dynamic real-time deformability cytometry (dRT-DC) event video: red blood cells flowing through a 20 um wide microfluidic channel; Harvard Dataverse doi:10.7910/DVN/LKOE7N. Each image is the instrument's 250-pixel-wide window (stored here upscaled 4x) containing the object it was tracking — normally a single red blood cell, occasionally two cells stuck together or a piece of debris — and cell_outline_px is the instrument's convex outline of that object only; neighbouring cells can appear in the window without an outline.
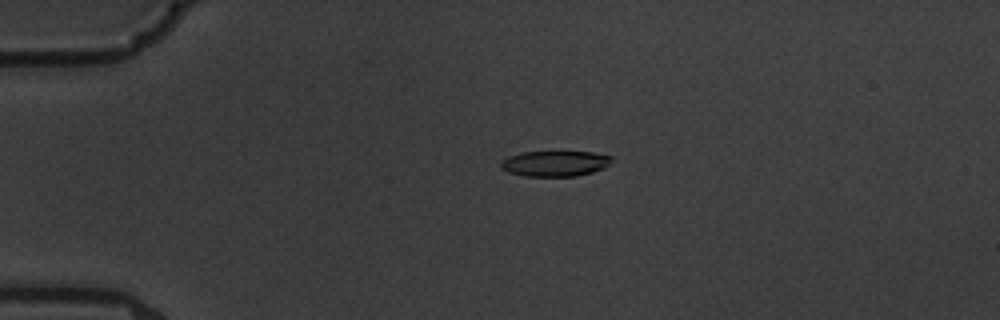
{"species": "common noctule bat (a hibernating species)", "species_latin": "Nyctalus noctula", "temperature_condition": "warm", "stored_images_in_passage": 6, "camera_frame_rate_fps": 3000, "um_per_image_px": 0.085, "animal": {"sex": "male", "body_mass_g": 19.5, "forearm_length_mm": 54.6}, "frame": {"image": 1, "passage_image": 5, "time_ms": 4.333, "image_size_px": [1000, 320], "cell_outline_px": [[612, 160], [604, 168], [592, 172], [576, 176], [524, 176], [508, 172], [500, 168], [500, 160], [508, 156], [520, 152], [552, 148], [560, 148], [592, 152], [612, 156]], "centroid_in_image_um": [47.14, 13.82], "position_along_channel_um": 37.9, "area_um2": 17.74}}